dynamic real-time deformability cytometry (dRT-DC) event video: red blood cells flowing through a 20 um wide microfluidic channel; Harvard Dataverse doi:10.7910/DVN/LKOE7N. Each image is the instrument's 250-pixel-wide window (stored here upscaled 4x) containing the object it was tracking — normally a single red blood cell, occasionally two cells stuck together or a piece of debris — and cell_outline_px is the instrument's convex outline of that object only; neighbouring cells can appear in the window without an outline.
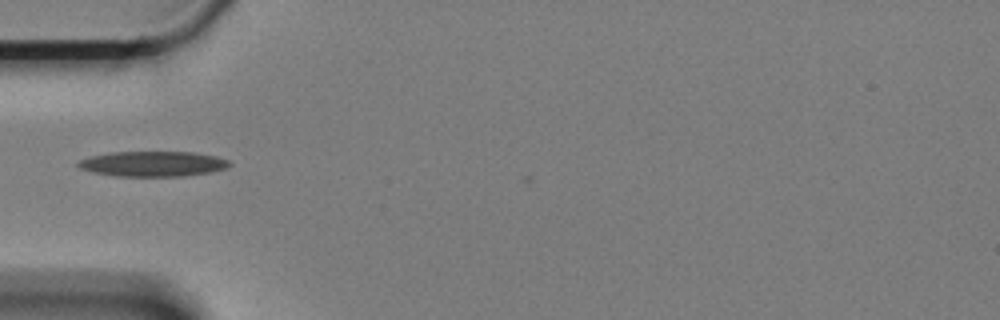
{"species": "Egyptian fruit bat (a non-hibernating species)", "species_latin": "Rousettus aegyptiacus", "temperature_condition": "cold", "stored_images_in_passage": 21, "camera_frame_rate_fps": 3000, "um_per_image_px": 0.085, "animal": {"sex": "female"}, "frame": {"image": 1, "passage_image": 5, "time_ms": 1.333, "image_size_px": [1000, 320], "cell_outline_px": [[232, 164], [228, 168], [212, 172], [184, 176], [116, 176], [92, 172], [80, 168], [76, 164], [80, 160], [92, 156], [108, 152], [192, 152], [216, 156], [228, 160]], "centroid_in_image_um": [13.02, 13.93], "position_along_channel_um": 72.0, "area_um2": 22.31}}
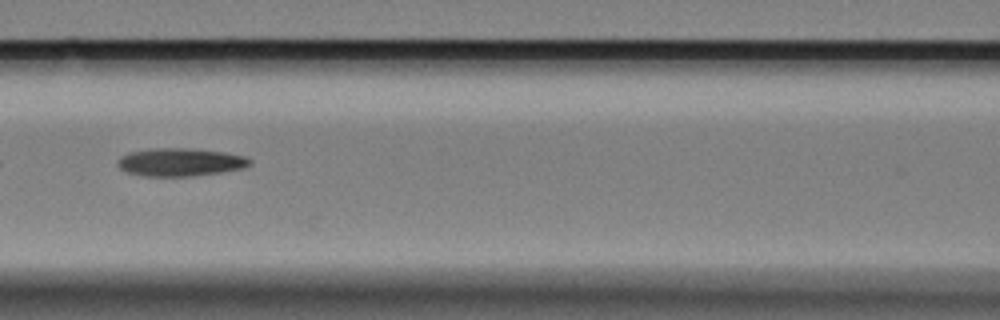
{"frame": {"image": 2, "passage_image": 12, "time_ms": 3.667, "image_size_px": [1000, 320], "cell_outline_px": [[252, 164], [244, 168], [220, 172], [192, 176], [144, 176], [128, 172], [120, 168], [116, 164], [116, 160], [120, 156], [128, 152], [148, 148], [188, 148], [224, 152], [244, 156], [252, 160]], "centroid_in_image_um": [15.29, 13.77], "position_along_channel_um": 151.3, "area_um2": 21.73}}